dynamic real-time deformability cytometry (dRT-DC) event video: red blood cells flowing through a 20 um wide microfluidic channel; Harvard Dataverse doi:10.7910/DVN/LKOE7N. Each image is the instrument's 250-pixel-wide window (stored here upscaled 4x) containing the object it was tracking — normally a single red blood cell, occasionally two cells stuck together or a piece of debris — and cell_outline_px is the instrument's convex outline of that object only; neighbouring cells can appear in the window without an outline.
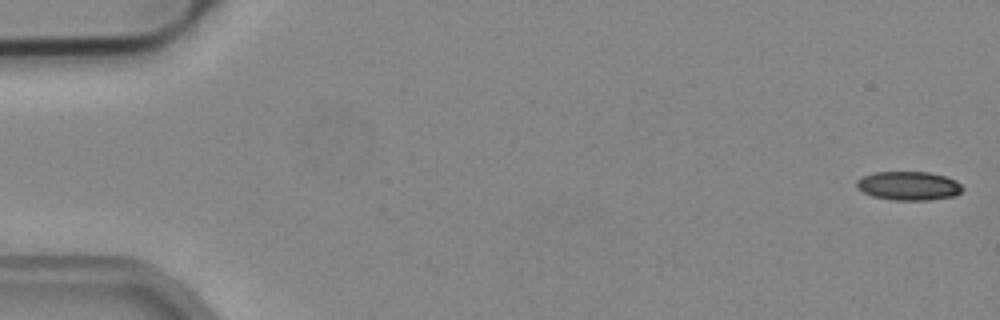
{"species": "common noctule bat (a hibernating species)", "species_latin": "Nyctalus noctula", "temperature_condition": "cold", "stored_images_in_passage": 13, "camera_frame_rate_fps": 3000, "um_per_image_px": 0.085, "animal": {"sex": "male", "body_mass_g": 19.2, "forearm_length_mm": 51.8}, "frame": {"image": 1, "passage_image": 1, "time_ms": 0.0, "image_size_px": [1000, 320], "cell_outline_px": [[964, 188], [956, 196], [928, 200], [896, 200], [872, 196], [856, 188], [856, 180], [864, 176], [876, 172], [928, 172], [944, 176], [956, 180]], "centroid_in_image_um": [77.24, 15.8], "position_along_channel_um": 7.8, "area_um2": 17.74}}